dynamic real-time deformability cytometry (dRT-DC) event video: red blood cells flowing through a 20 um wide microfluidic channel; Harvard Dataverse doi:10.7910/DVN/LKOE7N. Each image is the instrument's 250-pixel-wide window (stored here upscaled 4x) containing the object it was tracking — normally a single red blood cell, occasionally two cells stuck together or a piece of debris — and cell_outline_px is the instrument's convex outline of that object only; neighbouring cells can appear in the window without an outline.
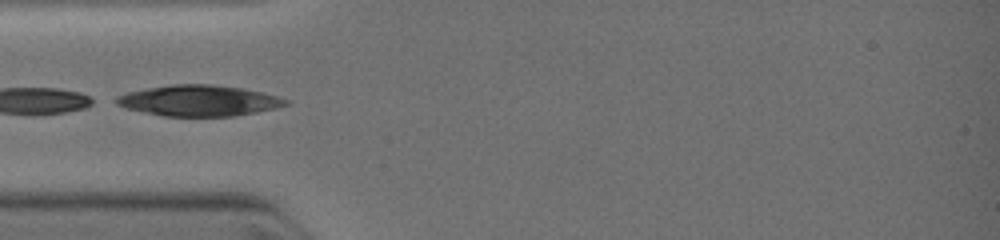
{"species": "common noctule bat (a hibernating species)", "species_latin": "Nyctalus noctula", "temperature_condition": "warm", "stored_images_in_passage": 43, "camera_frame_rate_fps": 3000, "um_per_image_px": 0.085, "animal": {"sex": "female", "body_mass_g": 19.0, "forearm_length_mm": 51.5}, "frame": {"image": 1, "passage_image": 9, "time_ms": 2.0, "image_size_px": [1000, 240], "cell_outline_px": [[288, 104], [276, 108], [256, 112], [232, 116], [164, 116], [128, 108], [116, 104], [116, 96], [128, 92], [148, 88], [172, 84], [212, 84], [240, 88], [260, 92], [276, 96], [288, 100]], "centroid_in_image_um": [16.9, 8.55], "position_along_channel_um": 68.1, "area_um2": 30.06}}
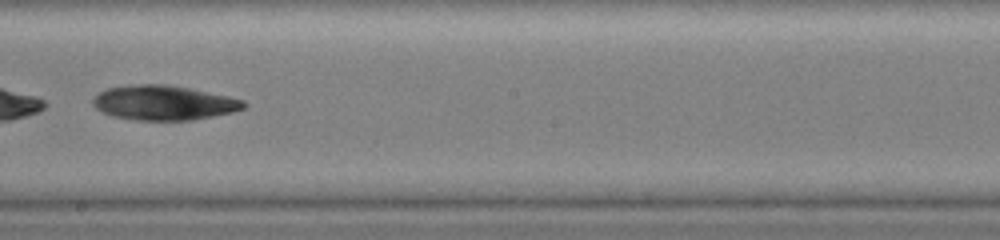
{"frame": {"image": 2, "passage_image": 24, "time_ms": 5.333, "image_size_px": [1000, 240], "cell_outline_px": [[248, 104], [244, 108], [232, 112], [192, 120], [136, 120], [112, 116], [96, 108], [92, 104], [92, 100], [100, 92], [108, 88], [128, 84], [168, 84], [228, 96], [244, 100]], "centroid_in_image_um": [13.92, 8.73], "position_along_channel_um": 234.3, "area_um2": 30.4}}
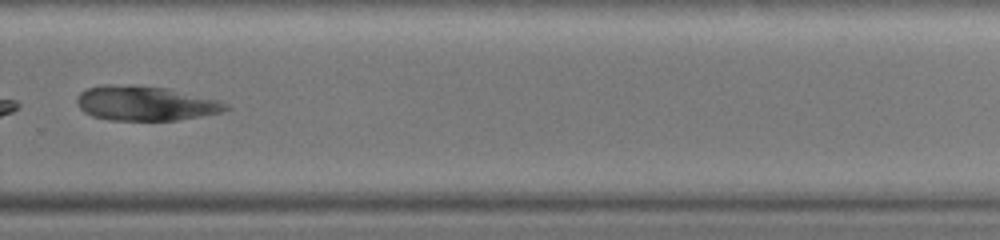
{"frame": {"image": 3, "passage_image": 34, "time_ms": 7.0, "image_size_px": [1000, 240], "cell_outline_px": [[232, 108], [220, 112], [176, 120], [108, 120], [92, 116], [84, 112], [76, 104], [76, 100], [80, 92], [88, 88], [104, 84], [108, 84], [168, 88], [220, 100], [228, 104]], "centroid_in_image_um": [12.35, 8.78], "position_along_channel_um": 317.5, "area_um2": 29.94}}